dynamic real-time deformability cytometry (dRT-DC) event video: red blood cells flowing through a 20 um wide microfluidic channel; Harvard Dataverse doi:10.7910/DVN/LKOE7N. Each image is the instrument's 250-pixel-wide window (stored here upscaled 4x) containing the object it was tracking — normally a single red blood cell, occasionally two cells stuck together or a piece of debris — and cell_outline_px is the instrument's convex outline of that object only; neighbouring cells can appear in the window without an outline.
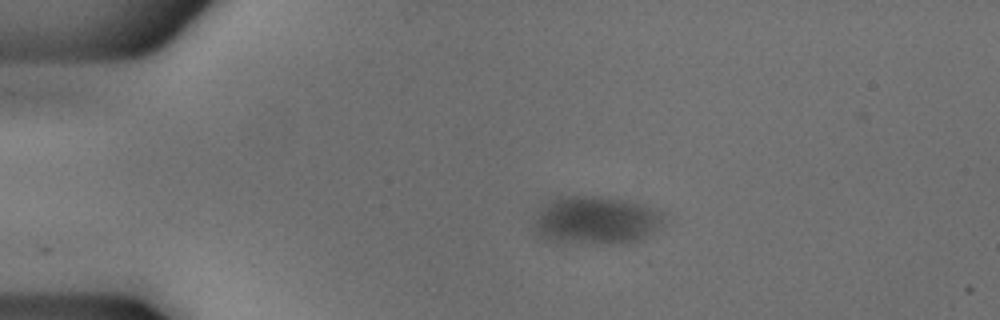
{"species": "common noctule bat (a hibernating species)", "species_latin": "Nyctalus noctula", "temperature_condition": "cold", "stored_images_in_passage": 4, "camera_frame_rate_fps": 3000, "um_per_image_px": 0.085, "animal": {"sex": "male", "body_mass_g": 18.8}, "frame": {"image": 1, "passage_image": 1, "time_ms": 0.0, "image_size_px": [1000, 320], "cell_outline_px": [[664, 224], [652, 236], [644, 240], [624, 244], [608, 244], [552, 240], [536, 236], [532, 224], [536, 216], [544, 204], [556, 196], [600, 196], [632, 200], [656, 208], [660, 212]], "centroid_in_image_um": [50.72, 18.72], "position_along_channel_um": 34.3, "area_um2": 37.28}}